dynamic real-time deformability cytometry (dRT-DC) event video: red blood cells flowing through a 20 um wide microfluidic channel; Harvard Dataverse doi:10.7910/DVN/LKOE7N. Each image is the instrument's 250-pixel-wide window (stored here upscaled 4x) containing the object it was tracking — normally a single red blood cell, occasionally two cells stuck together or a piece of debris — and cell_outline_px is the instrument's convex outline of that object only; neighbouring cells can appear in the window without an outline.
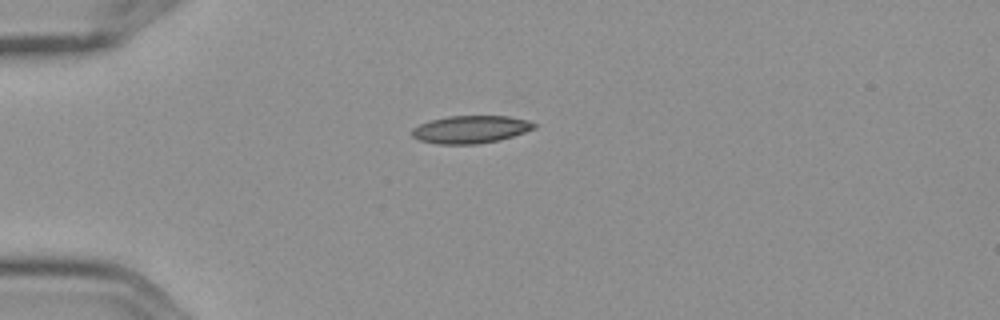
{"species": "Egyptian fruit bat (a non-hibernating species)", "species_latin": "Rousettus aegyptiacus", "temperature_condition": "cold", "stored_images_in_passage": 6, "camera_frame_rate_fps": 3000, "um_per_image_px": 0.085, "frame": {"image": 1, "passage_image": 1, "time_ms": 0.0, "image_size_px": [1000, 320], "cell_outline_px": [[536, 128], [500, 140], [476, 144], [436, 144], [420, 140], [412, 136], [412, 128], [420, 124], [432, 120], [448, 116], [508, 116], [528, 120], [536, 124]], "centroid_in_image_um": [40.01, 11.0], "position_along_channel_um": 45.0, "area_um2": 19.59}}
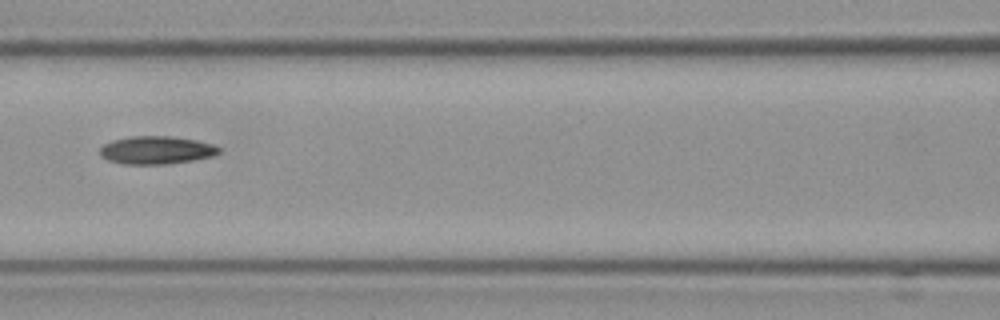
{"frame": {"image": 2, "passage_image": 4, "time_ms": 1.0, "image_size_px": [1000, 320], "cell_outline_px": [[220, 152], [212, 156], [192, 160], [164, 164], [120, 164], [108, 160], [100, 156], [100, 148], [104, 144], [112, 140], [132, 136], [168, 136], [196, 140], [212, 144], [220, 148]], "centroid_in_image_um": [13.25, 12.76], "position_along_channel_um": 153.3, "area_um2": 19.31}}
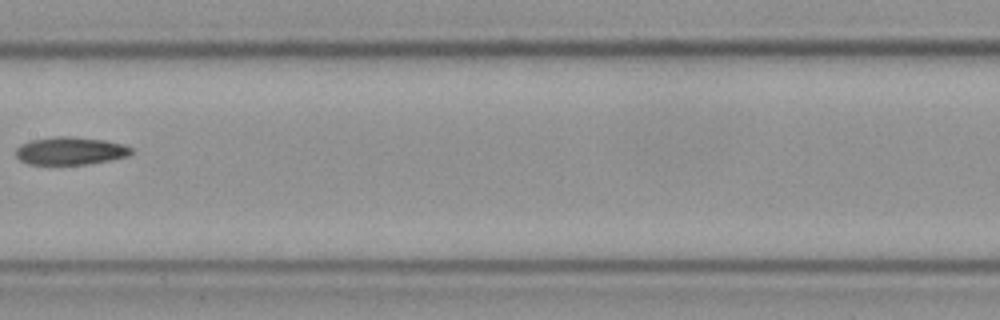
{"frame": {"image": 3, "passage_image": 5, "time_ms": 1.333, "image_size_px": [1000, 320], "cell_outline_px": [[132, 152], [128, 156], [112, 160], [88, 164], [28, 164], [20, 160], [16, 156], [16, 148], [20, 144], [32, 140], [56, 136], [72, 136], [104, 140], [124, 144], [132, 148]], "centroid_in_image_um": [5.99, 12.82], "position_along_channel_um": 201.4, "area_um2": 18.79}}